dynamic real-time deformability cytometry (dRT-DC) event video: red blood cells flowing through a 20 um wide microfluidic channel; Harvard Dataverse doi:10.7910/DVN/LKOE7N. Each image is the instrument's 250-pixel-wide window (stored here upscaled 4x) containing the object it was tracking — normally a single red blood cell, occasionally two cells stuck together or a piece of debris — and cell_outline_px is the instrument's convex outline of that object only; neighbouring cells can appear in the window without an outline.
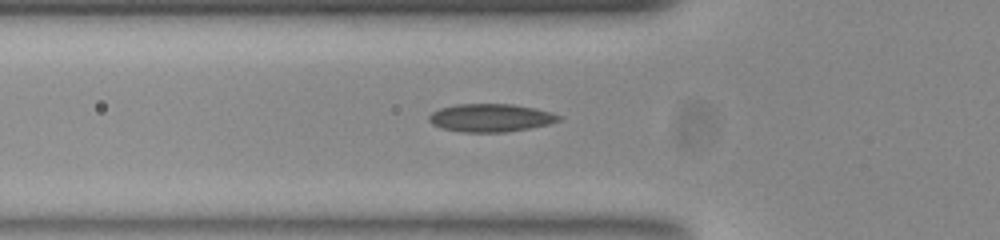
{"species": "common noctule bat (a hibernating species)", "species_latin": "Nyctalus noctula", "temperature_condition": "room temperature", "stored_images_in_passage": 31, "camera_frame_rate_fps": 3000, "um_per_image_px": 0.085, "animal": {"sex": "female", "body_mass_g": 23.0, "forearm_length_mm": 53.4}, "frame": {"image": 1, "passage_image": 8, "time_ms": 2.333, "image_size_px": [1000, 240], "cell_outline_px": [[564, 116], [560, 120], [548, 124], [528, 128], [504, 132], [464, 132], [440, 128], [432, 124], [428, 120], [428, 116], [432, 112], [440, 108], [456, 104], [512, 104], [536, 108], [552, 112]], "centroid_in_image_um": [41.71, 10.01], "position_along_channel_um": 84.1, "area_um2": 21.27}}
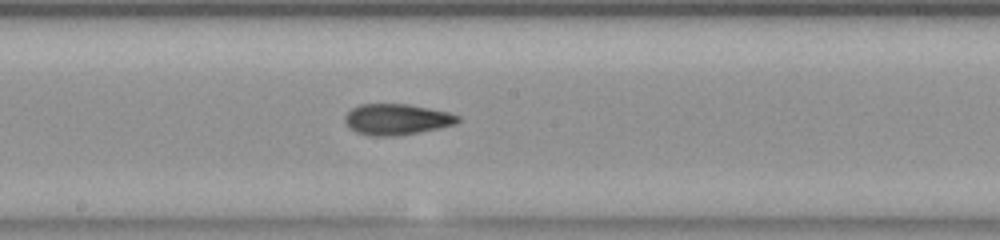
{"frame": {"image": 2, "passage_image": 18, "time_ms": 5.667, "image_size_px": [1000, 240], "cell_outline_px": [[460, 120], [456, 124], [440, 128], [420, 132], [396, 136], [372, 136], [356, 132], [348, 128], [344, 120], [344, 116], [352, 108], [360, 104], [408, 104], [448, 112], [460, 116]], "centroid_in_image_um": [33.71, 10.15], "position_along_channel_um": 214.5, "area_um2": 20.52}}
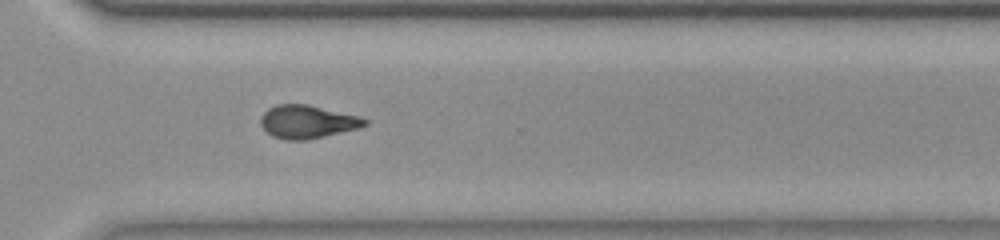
{"frame": {"image": 3, "passage_image": 28, "time_ms": 9.0, "image_size_px": [1000, 240], "cell_outline_px": [[368, 124], [360, 128], [324, 136], [304, 140], [288, 140], [272, 136], [260, 124], [260, 116], [268, 108], [276, 104], [308, 104], [360, 116], [368, 120]], "centroid_in_image_um": [26.13, 10.34], "position_along_channel_um": 344.5, "area_um2": 20.17}, "authors_computed_cell_mechanics": {"area_um2": 20.1722, "velocity_mm_per_s": 3.9025, "shape_relaxation_time_tau1_ms": 10.4327, "shape_relaxation_time_tau2_ms": 2.9032, "deformation_change_tau1": 0.2167, "deformation_change_tau2": 0.0974}}